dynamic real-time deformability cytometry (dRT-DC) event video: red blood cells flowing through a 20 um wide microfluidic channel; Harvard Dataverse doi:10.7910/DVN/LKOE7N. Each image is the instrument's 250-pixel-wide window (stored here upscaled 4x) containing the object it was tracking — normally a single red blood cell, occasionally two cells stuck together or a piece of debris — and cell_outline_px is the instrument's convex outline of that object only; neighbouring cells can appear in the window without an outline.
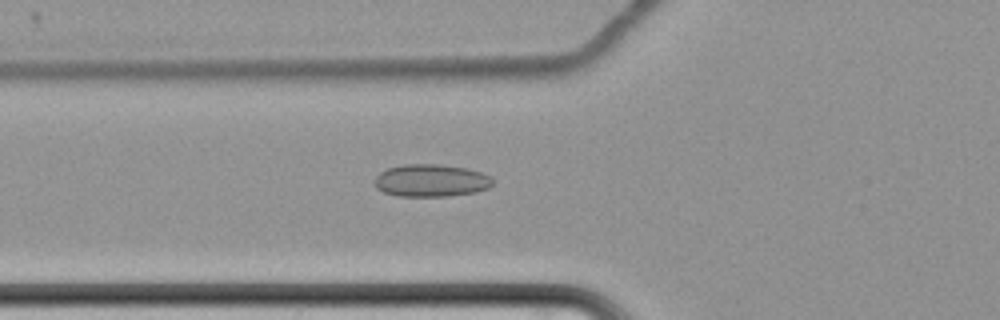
{"species": "common noctule bat (a hibernating species)", "species_latin": "Nyctalus noctula", "temperature_condition": "cold", "stored_images_in_passage": 49, "camera_frame_rate_fps": 3000, "um_per_image_px": 0.085, "animal": {"sex": "female", "body_mass_g": 22.7, "forearm_length_mm": 54.2}, "frame": {"image": 1, "passage_image": 12, "time_ms": 3.667, "image_size_px": [1000, 320], "cell_outline_px": [[496, 180], [488, 188], [476, 192], [448, 196], [396, 196], [384, 192], [376, 188], [372, 180], [380, 172], [388, 168], [404, 164], [440, 164], [468, 168], [492, 176]], "centroid_in_image_um": [36.65, 15.34], "position_along_channel_um": 89.2, "area_um2": 22.72}}
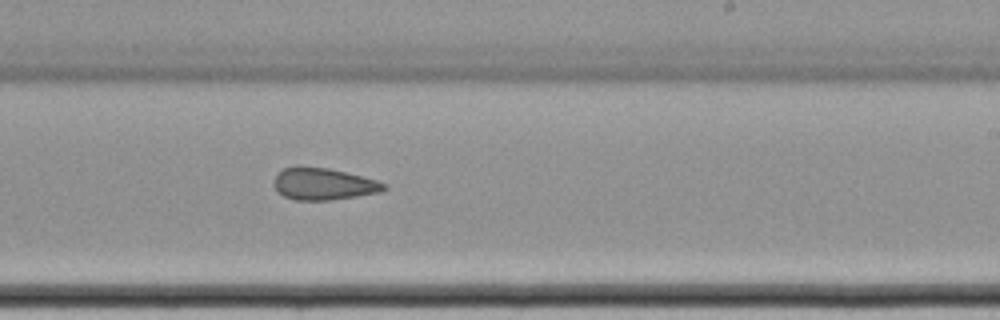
{"frame": {"image": 2, "passage_image": 27, "time_ms": 8.667, "image_size_px": [1000, 320], "cell_outline_px": [[388, 188], [380, 192], [356, 196], [328, 200], [296, 200], [284, 196], [276, 192], [272, 184], [276, 176], [284, 168], [296, 164], [328, 168], [376, 180], [388, 184]], "centroid_in_image_um": [27.45, 15.62], "position_along_channel_um": 261.6, "area_um2": 20.69}}
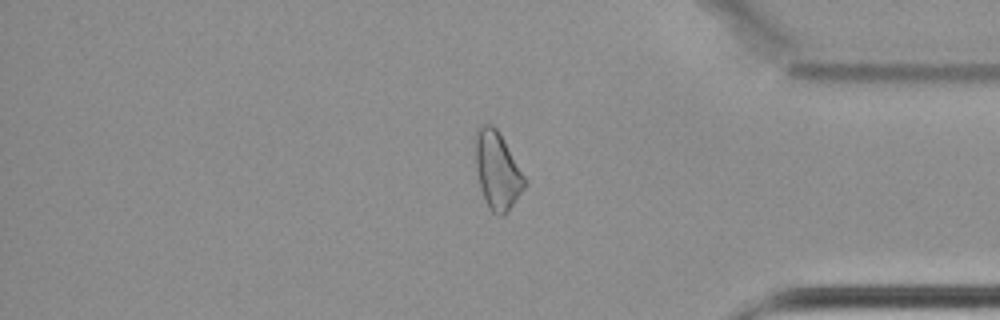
{"frame": {"image": 3, "passage_image": 40, "time_ms": 13.0, "image_size_px": [1000, 320], "cell_outline_px": [[524, 188], [508, 212], [504, 216], [496, 216], [488, 208], [480, 188], [476, 168], [472, 136], [476, 128], [480, 124], [492, 124], [496, 128], [524, 176]], "centroid_in_image_um": [42.19, 14.47], "position_along_channel_um": 393.0, "area_um2": 22.43}, "authors_computed_cell_mechanics": {"area_um2": 21.5594, "velocity_mm_per_s": 3.4528, "shape_relaxation_time_tau1_ms": null, "shape_relaxation_time_tau2_ms": 3.3071, "deformation_change_tau1": null, "deformation_change_tau2": 0.1069}}